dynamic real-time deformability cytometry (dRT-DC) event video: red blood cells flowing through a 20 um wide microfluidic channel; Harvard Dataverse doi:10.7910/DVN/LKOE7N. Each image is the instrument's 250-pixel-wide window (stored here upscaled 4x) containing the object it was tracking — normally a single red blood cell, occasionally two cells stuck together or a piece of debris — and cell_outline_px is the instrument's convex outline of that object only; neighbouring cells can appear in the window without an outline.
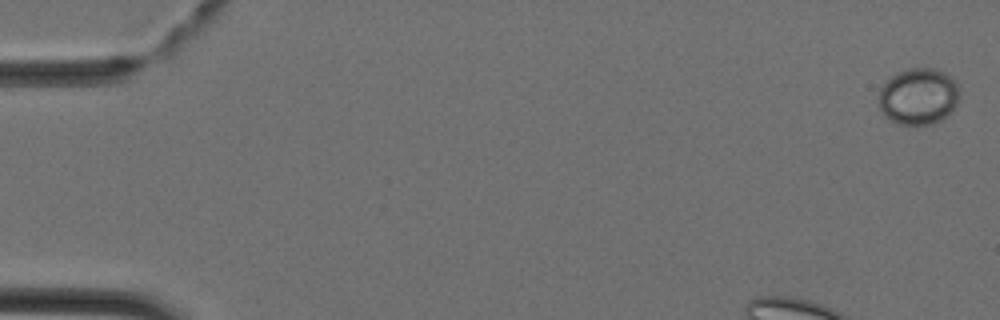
{"species": "Egyptian fruit bat (a non-hibernating species)", "species_latin": "Rousettus aegyptiacus", "temperature_condition": "cold", "stored_images_in_passage": 43, "camera_frame_rate_fps": 3000, "um_per_image_px": 0.085, "animal": {"sex": "female"}, "frame": {"image": 1, "passage_image": 1, "time_ms": 0.0, "image_size_px": [1000, 320], "cell_outline_px": [[960, 100], [940, 120], [928, 124], [900, 124], [884, 116], [880, 112], [880, 88], [892, 76], [908, 68], [932, 68], [944, 72], [960, 88]], "centroid_in_image_um": [78.07, 8.18], "position_along_channel_um": 6.9, "area_um2": 26.18}}
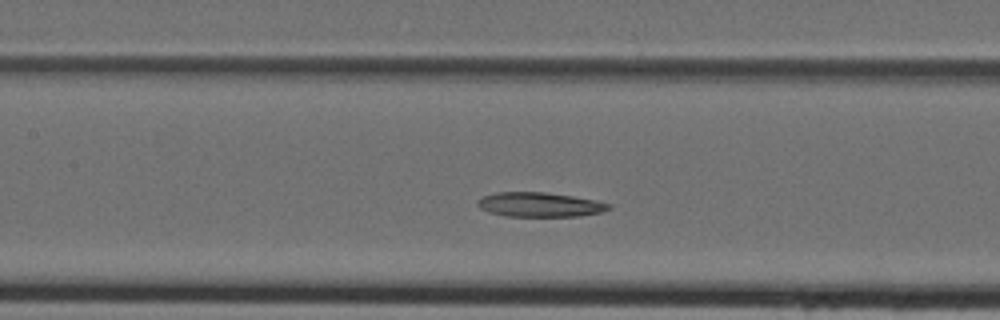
{"frame": {"image": 2, "passage_image": 18, "time_ms": 5.667, "image_size_px": [1000, 320], "cell_outline_px": [[612, 208], [600, 212], [580, 216], [504, 216], [488, 212], [480, 208], [476, 204], [476, 200], [484, 196], [496, 192], [544, 192], [572, 196], [612, 204]], "centroid_in_image_um": [45.83, 17.39], "position_along_channel_um": 161.6, "area_um2": 18.67}}
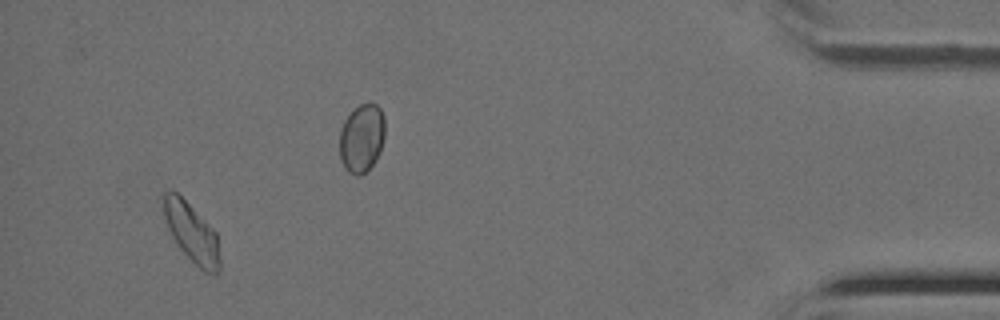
{"frame": {"image": 3, "passage_image": 40, "time_ms": 13.0, "image_size_px": [1000, 320], "cell_outline_px": [[220, 272], [216, 276], [204, 272], [176, 244], [168, 228], [164, 216], [160, 196], [164, 192], [176, 192], [216, 232], [220, 260]], "centroid_in_image_um": [16.28, 19.8], "position_along_channel_um": 418.9, "area_um2": 19.25}}